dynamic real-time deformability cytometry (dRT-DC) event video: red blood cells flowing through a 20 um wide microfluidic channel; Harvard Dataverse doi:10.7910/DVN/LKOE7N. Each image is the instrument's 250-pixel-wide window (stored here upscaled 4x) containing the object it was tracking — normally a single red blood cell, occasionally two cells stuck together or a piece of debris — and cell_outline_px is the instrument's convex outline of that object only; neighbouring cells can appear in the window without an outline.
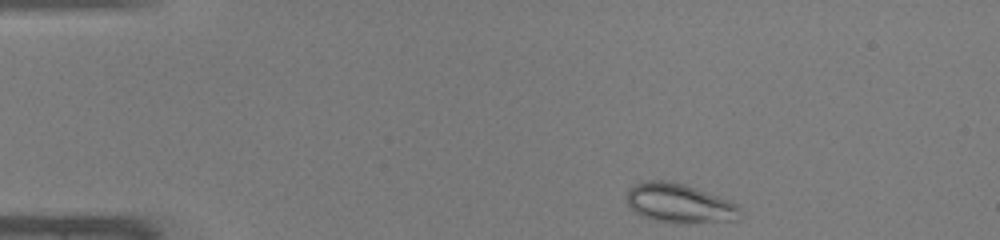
{"species": "common noctule bat (a hibernating species)", "species_latin": "Nyctalus noctula", "temperature_condition": "warm", "stored_images_in_passage": 40, "camera_frame_rate_fps": 3000, "um_per_image_px": 0.085, "animal": {"sex": "male", "body_mass_g": 19.0, "forearm_length_mm": 50.8}, "frame": {"image": 1, "passage_image": 1, "time_ms": 0.0, "image_size_px": [1000, 240], "cell_outline_px": [[740, 220], [688, 224], [672, 224], [652, 220], [640, 216], [628, 204], [628, 188], [636, 184], [648, 180], [668, 180], [684, 184], [728, 200], [736, 204], [740, 208]], "centroid_in_image_um": [57.76, 17.31], "position_along_channel_um": 27.2, "area_um2": 26.24}}
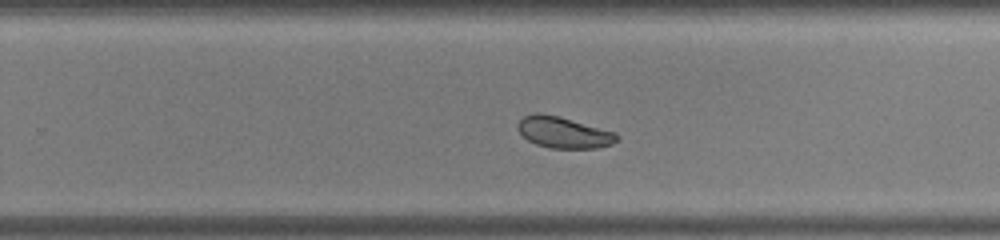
{"frame": {"image": 2, "passage_image": 24, "time_ms": 7.667, "image_size_px": [1000, 240], "cell_outline_px": [[620, 136], [612, 144], [596, 148], [548, 148], [536, 144], [528, 140], [516, 128], [516, 124], [524, 116], [536, 112], [540, 112], [560, 116], [616, 132]], "centroid_in_image_um": [47.89, 11.24], "position_along_channel_um": 281.9, "area_um2": 18.21}}
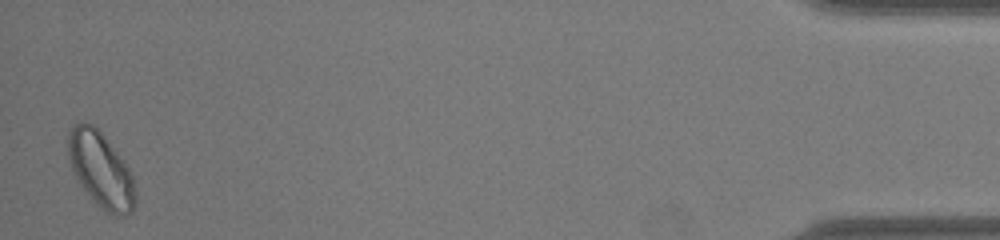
{"frame": {"image": 3, "passage_image": 40, "time_ms": 13.0, "image_size_px": [1000, 240], "cell_outline_px": [[136, 204], [132, 212], [124, 216], [112, 216], [84, 188], [76, 176], [72, 168], [68, 156], [68, 132], [72, 124], [92, 124], [104, 136], [128, 168], [132, 176], [136, 188]], "centroid_in_image_um": [8.6, 14.45], "position_along_channel_um": 426.6, "area_um2": 28.67}, "authors_computed_cell_mechanics": {"area_um2": 20.7213, "velocity_mm_per_s": 4.2635, "shape_relaxation_time_tau1_ms": 4.476, "shape_relaxation_time_tau2_ms": null, "deformation_change_tau1": 0.1004, "deformation_change_tau2": null}}